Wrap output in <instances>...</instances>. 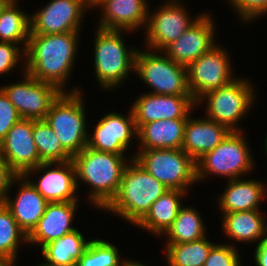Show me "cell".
<instances>
[{"mask_svg":"<svg viewBox=\"0 0 267 266\" xmlns=\"http://www.w3.org/2000/svg\"><path fill=\"white\" fill-rule=\"evenodd\" d=\"M243 131H231L212 151L196 161L197 182L214 175L232 180L243 178L254 168V160Z\"/></svg>","mask_w":267,"mask_h":266,"instance_id":"cell-6","label":"cell"},{"mask_svg":"<svg viewBox=\"0 0 267 266\" xmlns=\"http://www.w3.org/2000/svg\"><path fill=\"white\" fill-rule=\"evenodd\" d=\"M214 21L211 15L200 14L198 19L178 39L162 51L174 62L188 67L216 45Z\"/></svg>","mask_w":267,"mask_h":266,"instance_id":"cell-16","label":"cell"},{"mask_svg":"<svg viewBox=\"0 0 267 266\" xmlns=\"http://www.w3.org/2000/svg\"><path fill=\"white\" fill-rule=\"evenodd\" d=\"M205 234V224L197 209L183 206L162 236L166 237V244H178L200 240L207 236Z\"/></svg>","mask_w":267,"mask_h":266,"instance_id":"cell-28","label":"cell"},{"mask_svg":"<svg viewBox=\"0 0 267 266\" xmlns=\"http://www.w3.org/2000/svg\"><path fill=\"white\" fill-rule=\"evenodd\" d=\"M22 58L25 59V50L21 49L20 45L0 42V75L13 72L12 70L20 64Z\"/></svg>","mask_w":267,"mask_h":266,"instance_id":"cell-36","label":"cell"},{"mask_svg":"<svg viewBox=\"0 0 267 266\" xmlns=\"http://www.w3.org/2000/svg\"><path fill=\"white\" fill-rule=\"evenodd\" d=\"M80 31L61 34H29L23 72L66 92V83L77 57Z\"/></svg>","mask_w":267,"mask_h":266,"instance_id":"cell-1","label":"cell"},{"mask_svg":"<svg viewBox=\"0 0 267 266\" xmlns=\"http://www.w3.org/2000/svg\"><path fill=\"white\" fill-rule=\"evenodd\" d=\"M27 244V234L19 227L5 204L0 205V256L17 260V250L22 241Z\"/></svg>","mask_w":267,"mask_h":266,"instance_id":"cell-32","label":"cell"},{"mask_svg":"<svg viewBox=\"0 0 267 266\" xmlns=\"http://www.w3.org/2000/svg\"><path fill=\"white\" fill-rule=\"evenodd\" d=\"M72 88L59 96L45 120L60 139L63 148L73 157L87 146L89 132L81 90Z\"/></svg>","mask_w":267,"mask_h":266,"instance_id":"cell-5","label":"cell"},{"mask_svg":"<svg viewBox=\"0 0 267 266\" xmlns=\"http://www.w3.org/2000/svg\"><path fill=\"white\" fill-rule=\"evenodd\" d=\"M214 244L204 266H241V256L233 243Z\"/></svg>","mask_w":267,"mask_h":266,"instance_id":"cell-34","label":"cell"},{"mask_svg":"<svg viewBox=\"0 0 267 266\" xmlns=\"http://www.w3.org/2000/svg\"><path fill=\"white\" fill-rule=\"evenodd\" d=\"M78 201L49 202L37 225L27 235V243L42 248L47 243L74 231L72 227Z\"/></svg>","mask_w":267,"mask_h":266,"instance_id":"cell-20","label":"cell"},{"mask_svg":"<svg viewBox=\"0 0 267 266\" xmlns=\"http://www.w3.org/2000/svg\"><path fill=\"white\" fill-rule=\"evenodd\" d=\"M247 78L234 79L224 87L207 92L199 98L196 106L207 103L206 118L226 126L230 131H243L237 124L244 118L255 102V86ZM201 101V102H200Z\"/></svg>","mask_w":267,"mask_h":266,"instance_id":"cell-8","label":"cell"},{"mask_svg":"<svg viewBox=\"0 0 267 266\" xmlns=\"http://www.w3.org/2000/svg\"><path fill=\"white\" fill-rule=\"evenodd\" d=\"M266 221H265V225H264V237L265 238H267V223H266Z\"/></svg>","mask_w":267,"mask_h":266,"instance_id":"cell-44","label":"cell"},{"mask_svg":"<svg viewBox=\"0 0 267 266\" xmlns=\"http://www.w3.org/2000/svg\"><path fill=\"white\" fill-rule=\"evenodd\" d=\"M20 181V182H19ZM16 182V183H15ZM19 183L17 195L7 196L5 205L11 211L19 227L28 235L43 216L49 203L24 175H17L14 184Z\"/></svg>","mask_w":267,"mask_h":266,"instance_id":"cell-21","label":"cell"},{"mask_svg":"<svg viewBox=\"0 0 267 266\" xmlns=\"http://www.w3.org/2000/svg\"><path fill=\"white\" fill-rule=\"evenodd\" d=\"M89 133L87 147L101 152L125 155L129 147L133 146L132 139L137 137L134 114L130 108L128 115L109 112L102 116ZM132 142V143H131Z\"/></svg>","mask_w":267,"mask_h":266,"instance_id":"cell-14","label":"cell"},{"mask_svg":"<svg viewBox=\"0 0 267 266\" xmlns=\"http://www.w3.org/2000/svg\"><path fill=\"white\" fill-rule=\"evenodd\" d=\"M17 174L10 168L8 163L0 154V205L5 204L11 186L13 187L14 178Z\"/></svg>","mask_w":267,"mask_h":266,"instance_id":"cell-38","label":"cell"},{"mask_svg":"<svg viewBox=\"0 0 267 266\" xmlns=\"http://www.w3.org/2000/svg\"><path fill=\"white\" fill-rule=\"evenodd\" d=\"M20 119L16 108L0 88V142Z\"/></svg>","mask_w":267,"mask_h":266,"instance_id":"cell-37","label":"cell"},{"mask_svg":"<svg viewBox=\"0 0 267 266\" xmlns=\"http://www.w3.org/2000/svg\"><path fill=\"white\" fill-rule=\"evenodd\" d=\"M88 8L92 7L87 0H50L45 7L30 15V33L49 35L81 31Z\"/></svg>","mask_w":267,"mask_h":266,"instance_id":"cell-13","label":"cell"},{"mask_svg":"<svg viewBox=\"0 0 267 266\" xmlns=\"http://www.w3.org/2000/svg\"><path fill=\"white\" fill-rule=\"evenodd\" d=\"M228 2L245 24L267 15V0H228Z\"/></svg>","mask_w":267,"mask_h":266,"instance_id":"cell-35","label":"cell"},{"mask_svg":"<svg viewBox=\"0 0 267 266\" xmlns=\"http://www.w3.org/2000/svg\"><path fill=\"white\" fill-rule=\"evenodd\" d=\"M195 106L192 95H158L148 92L138 96L131 109L138 130L143 124L160 119L188 118Z\"/></svg>","mask_w":267,"mask_h":266,"instance_id":"cell-17","label":"cell"},{"mask_svg":"<svg viewBox=\"0 0 267 266\" xmlns=\"http://www.w3.org/2000/svg\"><path fill=\"white\" fill-rule=\"evenodd\" d=\"M10 0H0V12L7 5Z\"/></svg>","mask_w":267,"mask_h":266,"instance_id":"cell-43","label":"cell"},{"mask_svg":"<svg viewBox=\"0 0 267 266\" xmlns=\"http://www.w3.org/2000/svg\"><path fill=\"white\" fill-rule=\"evenodd\" d=\"M124 31L96 28L94 70L97 83L104 90L117 89L135 68L136 48H130L120 33Z\"/></svg>","mask_w":267,"mask_h":266,"instance_id":"cell-4","label":"cell"},{"mask_svg":"<svg viewBox=\"0 0 267 266\" xmlns=\"http://www.w3.org/2000/svg\"><path fill=\"white\" fill-rule=\"evenodd\" d=\"M17 3V0H10L0 12V42L21 44V48L26 50L30 34V15L22 11Z\"/></svg>","mask_w":267,"mask_h":266,"instance_id":"cell-27","label":"cell"},{"mask_svg":"<svg viewBox=\"0 0 267 266\" xmlns=\"http://www.w3.org/2000/svg\"><path fill=\"white\" fill-rule=\"evenodd\" d=\"M78 230L47 243L41 248L45 262L53 264H70L76 262L86 250L90 240ZM87 240V241H86Z\"/></svg>","mask_w":267,"mask_h":266,"instance_id":"cell-29","label":"cell"},{"mask_svg":"<svg viewBox=\"0 0 267 266\" xmlns=\"http://www.w3.org/2000/svg\"><path fill=\"white\" fill-rule=\"evenodd\" d=\"M39 266H78L77 262L70 263V264H53V263H48V262H42Z\"/></svg>","mask_w":267,"mask_h":266,"instance_id":"cell-42","label":"cell"},{"mask_svg":"<svg viewBox=\"0 0 267 266\" xmlns=\"http://www.w3.org/2000/svg\"><path fill=\"white\" fill-rule=\"evenodd\" d=\"M131 156L169 190L188 193L197 183L196 162L182 149L138 150Z\"/></svg>","mask_w":267,"mask_h":266,"instance_id":"cell-7","label":"cell"},{"mask_svg":"<svg viewBox=\"0 0 267 266\" xmlns=\"http://www.w3.org/2000/svg\"><path fill=\"white\" fill-rule=\"evenodd\" d=\"M0 154L17 175L41 163L33 138V119L21 118L0 142Z\"/></svg>","mask_w":267,"mask_h":266,"instance_id":"cell-18","label":"cell"},{"mask_svg":"<svg viewBox=\"0 0 267 266\" xmlns=\"http://www.w3.org/2000/svg\"><path fill=\"white\" fill-rule=\"evenodd\" d=\"M37 173H41L42 176H39L37 182L30 180V183L48 202L78 201L76 194L79 187L77 186L76 171L72 160L41 163L28 170L24 176L29 179L31 175Z\"/></svg>","mask_w":267,"mask_h":266,"instance_id":"cell-15","label":"cell"},{"mask_svg":"<svg viewBox=\"0 0 267 266\" xmlns=\"http://www.w3.org/2000/svg\"><path fill=\"white\" fill-rule=\"evenodd\" d=\"M98 0H87V2L92 6Z\"/></svg>","mask_w":267,"mask_h":266,"instance_id":"cell-46","label":"cell"},{"mask_svg":"<svg viewBox=\"0 0 267 266\" xmlns=\"http://www.w3.org/2000/svg\"><path fill=\"white\" fill-rule=\"evenodd\" d=\"M16 259L7 257V256H0V266H15Z\"/></svg>","mask_w":267,"mask_h":266,"instance_id":"cell-40","label":"cell"},{"mask_svg":"<svg viewBox=\"0 0 267 266\" xmlns=\"http://www.w3.org/2000/svg\"><path fill=\"white\" fill-rule=\"evenodd\" d=\"M254 260L257 266H267V238L263 237L254 250Z\"/></svg>","mask_w":267,"mask_h":266,"instance_id":"cell-39","label":"cell"},{"mask_svg":"<svg viewBox=\"0 0 267 266\" xmlns=\"http://www.w3.org/2000/svg\"><path fill=\"white\" fill-rule=\"evenodd\" d=\"M119 249L116 245L102 239L90 240L82 256L76 261L78 266H121Z\"/></svg>","mask_w":267,"mask_h":266,"instance_id":"cell-33","label":"cell"},{"mask_svg":"<svg viewBox=\"0 0 267 266\" xmlns=\"http://www.w3.org/2000/svg\"><path fill=\"white\" fill-rule=\"evenodd\" d=\"M134 72L145 85L153 89L149 93L191 95L187 67L174 62L163 51L137 50Z\"/></svg>","mask_w":267,"mask_h":266,"instance_id":"cell-9","label":"cell"},{"mask_svg":"<svg viewBox=\"0 0 267 266\" xmlns=\"http://www.w3.org/2000/svg\"><path fill=\"white\" fill-rule=\"evenodd\" d=\"M264 147H265V153H266V156H267V135L265 137V142H264Z\"/></svg>","mask_w":267,"mask_h":266,"instance_id":"cell-45","label":"cell"},{"mask_svg":"<svg viewBox=\"0 0 267 266\" xmlns=\"http://www.w3.org/2000/svg\"><path fill=\"white\" fill-rule=\"evenodd\" d=\"M222 216V232L228 239L231 238V241L259 244L264 237L266 219L263 218L261 210L223 213Z\"/></svg>","mask_w":267,"mask_h":266,"instance_id":"cell-26","label":"cell"},{"mask_svg":"<svg viewBox=\"0 0 267 266\" xmlns=\"http://www.w3.org/2000/svg\"><path fill=\"white\" fill-rule=\"evenodd\" d=\"M187 194L186 191L167 190L151 205L146 215L135 225L149 233L162 236L172 225L180 209L183 207L181 201Z\"/></svg>","mask_w":267,"mask_h":266,"instance_id":"cell-25","label":"cell"},{"mask_svg":"<svg viewBox=\"0 0 267 266\" xmlns=\"http://www.w3.org/2000/svg\"><path fill=\"white\" fill-rule=\"evenodd\" d=\"M227 52L217 43L187 67L189 91L196 102L207 92L224 87L236 79Z\"/></svg>","mask_w":267,"mask_h":266,"instance_id":"cell-11","label":"cell"},{"mask_svg":"<svg viewBox=\"0 0 267 266\" xmlns=\"http://www.w3.org/2000/svg\"><path fill=\"white\" fill-rule=\"evenodd\" d=\"M187 118L163 119L143 124L137 130L138 150L182 149Z\"/></svg>","mask_w":267,"mask_h":266,"instance_id":"cell-24","label":"cell"},{"mask_svg":"<svg viewBox=\"0 0 267 266\" xmlns=\"http://www.w3.org/2000/svg\"><path fill=\"white\" fill-rule=\"evenodd\" d=\"M125 157L96 151L87 146L72 157L77 186L83 182L91 187L88 199L95 208L103 211L117 195L124 168L129 163Z\"/></svg>","mask_w":267,"mask_h":266,"instance_id":"cell-2","label":"cell"},{"mask_svg":"<svg viewBox=\"0 0 267 266\" xmlns=\"http://www.w3.org/2000/svg\"><path fill=\"white\" fill-rule=\"evenodd\" d=\"M203 118L189 116L185 126L182 150L195 162L218 146L231 132L226 126Z\"/></svg>","mask_w":267,"mask_h":266,"instance_id":"cell-22","label":"cell"},{"mask_svg":"<svg viewBox=\"0 0 267 266\" xmlns=\"http://www.w3.org/2000/svg\"><path fill=\"white\" fill-rule=\"evenodd\" d=\"M166 1L152 13L148 10L144 40L150 50L162 51L178 39L200 16L191 18L186 7H183L184 3L179 2L180 0Z\"/></svg>","mask_w":267,"mask_h":266,"instance_id":"cell-12","label":"cell"},{"mask_svg":"<svg viewBox=\"0 0 267 266\" xmlns=\"http://www.w3.org/2000/svg\"><path fill=\"white\" fill-rule=\"evenodd\" d=\"M23 80L0 87L23 119L45 120L63 91L53 84L35 79L24 71Z\"/></svg>","mask_w":267,"mask_h":266,"instance_id":"cell-10","label":"cell"},{"mask_svg":"<svg viewBox=\"0 0 267 266\" xmlns=\"http://www.w3.org/2000/svg\"><path fill=\"white\" fill-rule=\"evenodd\" d=\"M214 244L207 236L189 243L166 244L164 253L168 266H204Z\"/></svg>","mask_w":267,"mask_h":266,"instance_id":"cell-30","label":"cell"},{"mask_svg":"<svg viewBox=\"0 0 267 266\" xmlns=\"http://www.w3.org/2000/svg\"><path fill=\"white\" fill-rule=\"evenodd\" d=\"M147 0H98L91 7L100 8L97 28L133 32L146 28L149 5Z\"/></svg>","mask_w":267,"mask_h":266,"instance_id":"cell-19","label":"cell"},{"mask_svg":"<svg viewBox=\"0 0 267 266\" xmlns=\"http://www.w3.org/2000/svg\"><path fill=\"white\" fill-rule=\"evenodd\" d=\"M227 182L217 201L223 213L259 210L261 201L267 197V186L261 181L235 178Z\"/></svg>","mask_w":267,"mask_h":266,"instance_id":"cell-23","label":"cell"},{"mask_svg":"<svg viewBox=\"0 0 267 266\" xmlns=\"http://www.w3.org/2000/svg\"><path fill=\"white\" fill-rule=\"evenodd\" d=\"M33 138L43 163L72 160V156L63 148L60 139L46 120H33Z\"/></svg>","mask_w":267,"mask_h":266,"instance_id":"cell-31","label":"cell"},{"mask_svg":"<svg viewBox=\"0 0 267 266\" xmlns=\"http://www.w3.org/2000/svg\"><path fill=\"white\" fill-rule=\"evenodd\" d=\"M121 266H146V265L142 264L136 260L134 261L133 259L132 260H130V259L126 260L125 259V261L122 263Z\"/></svg>","mask_w":267,"mask_h":266,"instance_id":"cell-41","label":"cell"},{"mask_svg":"<svg viewBox=\"0 0 267 266\" xmlns=\"http://www.w3.org/2000/svg\"><path fill=\"white\" fill-rule=\"evenodd\" d=\"M128 161L117 195L103 210L136 225L168 188L148 173L134 157Z\"/></svg>","mask_w":267,"mask_h":266,"instance_id":"cell-3","label":"cell"}]
</instances>
